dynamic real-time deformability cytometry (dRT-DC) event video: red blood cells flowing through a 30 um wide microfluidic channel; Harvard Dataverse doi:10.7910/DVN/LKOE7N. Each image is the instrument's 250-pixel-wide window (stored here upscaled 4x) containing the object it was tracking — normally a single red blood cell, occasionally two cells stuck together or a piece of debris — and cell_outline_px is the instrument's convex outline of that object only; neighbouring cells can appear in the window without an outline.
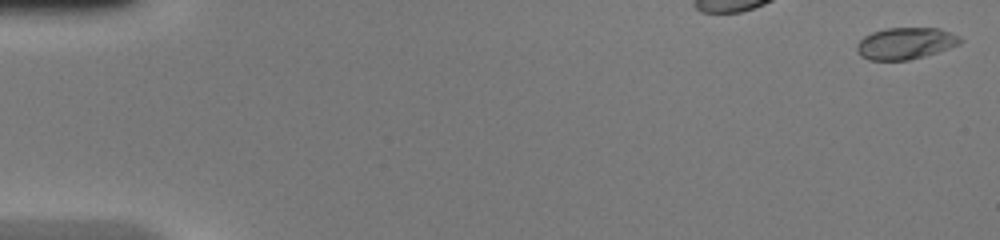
{"species": "common noctule bat (a hibernating species)", "species_latin": "Nyctalus noctula", "temperature_condition": "warm", "stored_images_in_passage": 37, "camera_frame_rate_fps": 3000, "um_per_image_px": 0.085, "animal": {"sex": "female", "body_mass_g": 20.0, "forearm_length_mm": 54.0}, "frame": {"image": 1, "passage_image": 1, "time_ms": 0.0, "image_size_px": [1000, 240], "cell_outline_px": [[964, 40], [960, 44], [924, 56], [908, 60], [868, 60], [860, 56], [856, 52], [856, 44], [864, 36], [872, 32], [884, 28], [940, 28], [960, 36]], "centroid_in_image_um": [76.95, 3.68], "position_along_channel_um": 8.1, "area_um2": 19.25}}
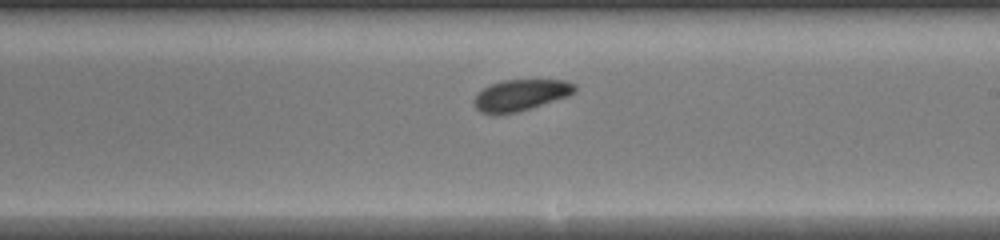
{"frame": {"image": 2, "passage_image": 24, "time_ms": 7.667, "image_size_px": [1000, 240], "cell_outline_px": [[576, 92], [568, 96], [516, 112], [480, 112], [476, 108], [472, 100], [476, 92], [492, 84], [504, 80], [564, 80], [576, 84]], "centroid_in_image_um": [44.27, 8.05], "position_along_channel_um": 244.7, "area_um2": 17.98}}
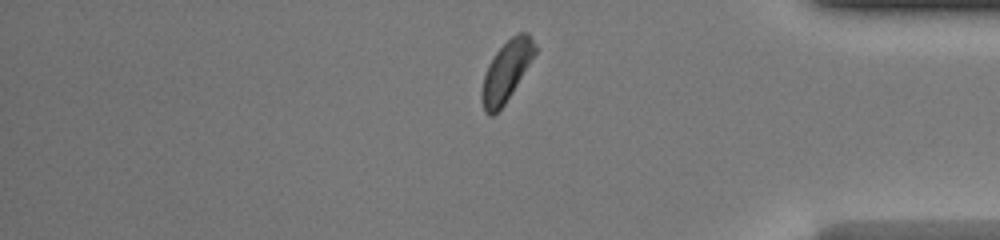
{"frame": {"image": 3, "passage_image": 36, "time_ms": 11.667, "image_size_px": [1000, 240], "cell_outline_px": [[536, 52], [512, 92], [504, 104], [492, 116], [488, 116], [484, 112], [480, 96], [480, 92], [484, 76], [488, 64], [496, 52], [512, 36], [520, 32], [528, 32], [536, 44]], "centroid_in_image_um": [43.02, 6.06], "position_along_channel_um": 392.2, "area_um2": 18.44}}